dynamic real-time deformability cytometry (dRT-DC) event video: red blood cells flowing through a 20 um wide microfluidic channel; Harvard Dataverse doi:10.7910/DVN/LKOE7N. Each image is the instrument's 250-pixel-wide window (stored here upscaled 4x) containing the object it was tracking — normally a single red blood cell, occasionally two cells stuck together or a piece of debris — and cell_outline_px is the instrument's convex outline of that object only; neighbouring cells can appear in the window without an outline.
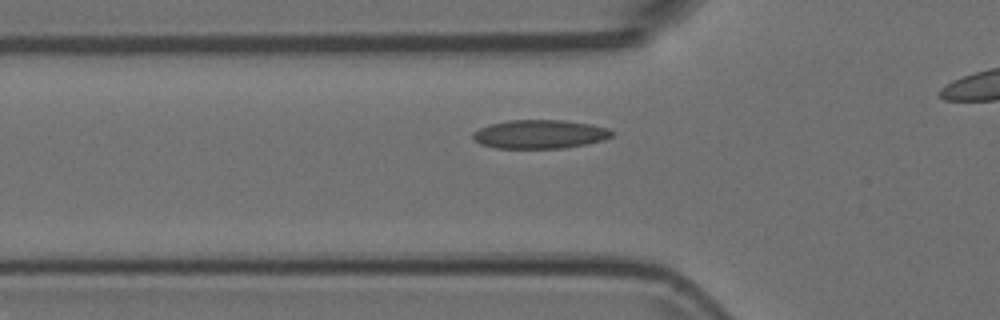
{"species": "Egyptian fruit bat (a non-hibernating species)", "species_latin": "Rousettus aegyptiacus", "temperature_condition": "room temperature", "stored_images_in_passage": 36, "camera_frame_rate_fps": 3000, "um_per_image_px": 0.085, "animal": {"sex": "female"}, "frame": {"image": 1, "passage_image": 10, "time_ms": 3.0, "image_size_px": [1000, 320], "cell_outline_px": [[616, 132], [612, 136], [604, 140], [588, 144], [564, 148], [496, 148], [480, 144], [472, 136], [472, 132], [488, 124], [508, 120], [564, 120], [592, 124], [608, 128]], "centroid_in_image_um": [45.92, 11.4], "position_along_channel_um": 79.9, "area_um2": 23.52}}
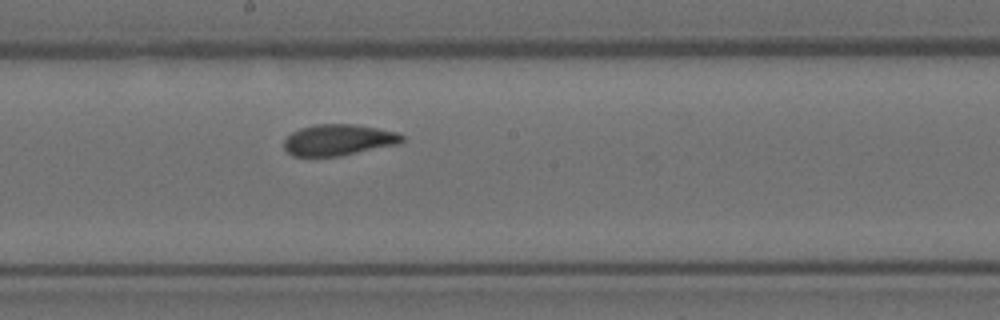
{"frame": {"image": 2, "passage_image": 21, "time_ms": 6.667, "image_size_px": [1000, 320], "cell_outline_px": [[404, 140], [400, 144], [340, 156], [292, 156], [284, 148], [284, 140], [292, 132], [300, 128], [316, 124], [356, 124], [396, 132], [404, 136]], "centroid_in_image_um": [28.78, 11.89], "position_along_channel_um": 219.4, "area_um2": 21.5}}
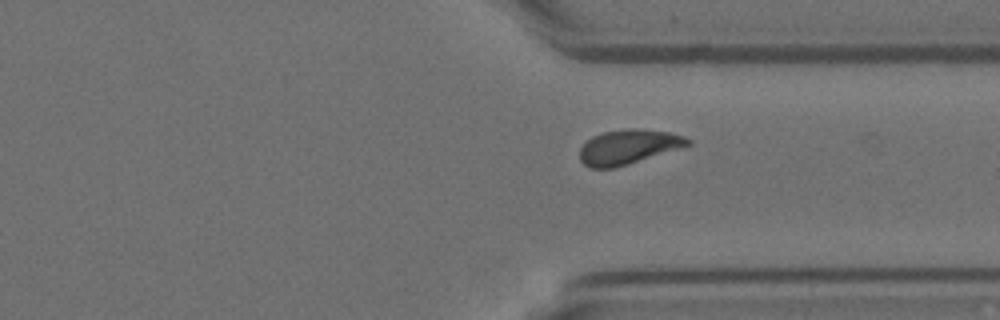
{"frame": {"image": 3, "passage_image": 32, "time_ms": 10.333, "image_size_px": [1000, 320], "cell_outline_px": [[692, 144], [628, 164], [612, 168], [588, 168], [580, 160], [580, 148], [592, 136], [604, 132], [632, 128], [636, 128], [668, 132], [684, 136], [692, 140]], "centroid_in_image_um": [53.4, 12.48], "position_along_channel_um": 358.0, "area_um2": 21.56}}